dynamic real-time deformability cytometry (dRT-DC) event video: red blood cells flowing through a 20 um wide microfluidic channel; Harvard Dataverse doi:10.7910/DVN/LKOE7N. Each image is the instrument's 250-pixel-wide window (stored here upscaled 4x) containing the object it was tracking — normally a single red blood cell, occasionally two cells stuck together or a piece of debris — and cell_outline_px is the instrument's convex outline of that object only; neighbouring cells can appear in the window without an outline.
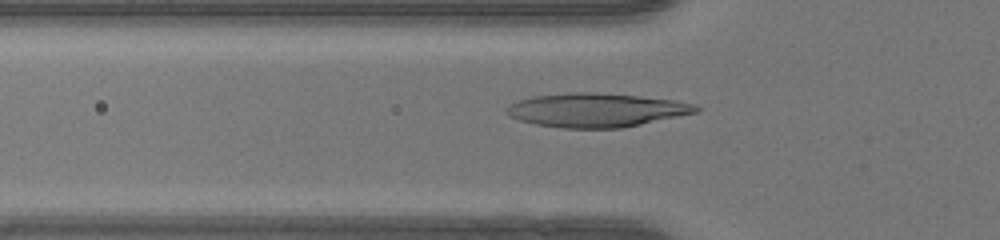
{"species": "human", "species_latin": "Homo sapiens", "temperature_condition": "warm", "stored_images_in_passage": 29, "camera_frame_rate_fps": 3000, "um_per_image_px": 0.085, "donor": {"sex": "female"}, "frame": {"image": 1, "passage_image": 16, "time_ms": 5.0, "image_size_px": [1000, 240], "cell_outline_px": [[700, 112], [620, 128], [560, 128], [536, 124], [520, 120], [508, 116], [504, 112], [504, 108], [508, 104], [516, 100], [532, 96], [568, 92], [596, 92], [636, 96], [672, 100], [696, 104], [700, 108]], "centroid_in_image_um": [50.62, 9.35], "position_along_channel_um": 75.2, "area_um2": 37.57}}
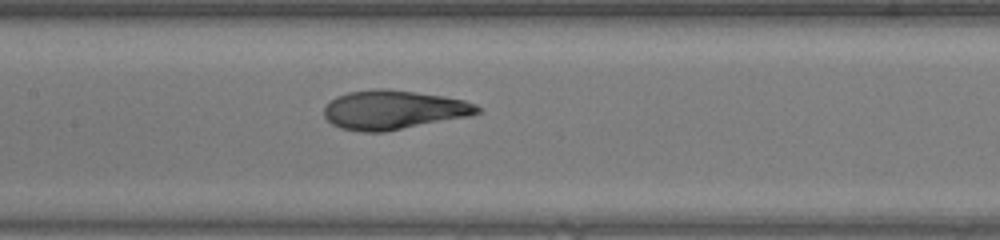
{"frame": {"image": 2, "passage_image": 23, "time_ms": 7.333, "image_size_px": [1000, 240], "cell_outline_px": [[484, 108], [480, 112], [472, 116], [384, 132], [360, 132], [340, 128], [332, 124], [324, 116], [324, 104], [336, 96], [348, 92], [376, 88], [388, 88], [444, 96], [464, 100], [476, 104]], "centroid_in_image_um": [33.46, 9.33], "position_along_channel_um": 173.9, "area_um2": 35.49}}
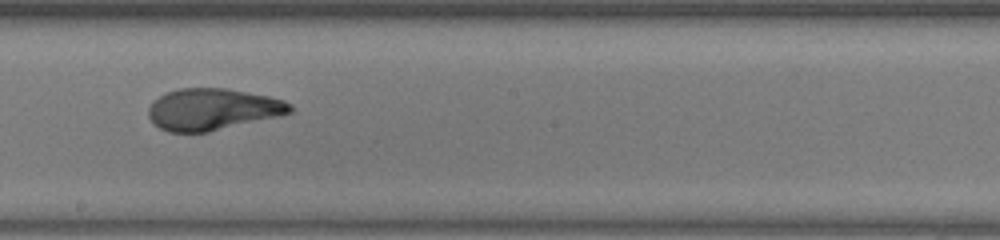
{"frame": {"image": 3, "passage_image": 27, "time_ms": 8.667, "image_size_px": [1000, 240], "cell_outline_px": [[292, 112], [280, 116], [208, 132], [168, 132], [152, 124], [148, 116], [148, 108], [152, 100], [168, 92], [180, 88], [228, 88], [268, 96], [284, 100], [292, 104]], "centroid_in_image_um": [18.05, 9.29], "position_along_channel_um": 230.1, "area_um2": 34.56}}